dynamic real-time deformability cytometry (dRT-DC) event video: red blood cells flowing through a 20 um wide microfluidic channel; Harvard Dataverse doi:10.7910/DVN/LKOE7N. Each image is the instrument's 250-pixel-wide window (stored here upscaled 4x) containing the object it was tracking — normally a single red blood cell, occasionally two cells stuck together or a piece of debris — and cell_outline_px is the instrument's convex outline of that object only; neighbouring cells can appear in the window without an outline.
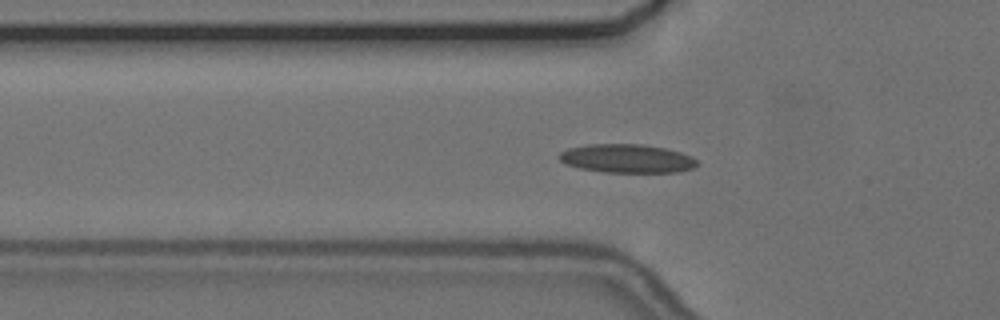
{"species": "common noctule bat (a hibernating species)", "species_latin": "Nyctalus noctula", "temperature_condition": "cold", "stored_images_in_passage": 56, "camera_frame_rate_fps": 3000, "um_per_image_px": 0.085, "animal": {"sex": "female", "body_mass_g": 24.6, "forearm_length_mm": 56.2}, "frame": {"image": 1, "passage_image": 18, "time_ms": 5.667, "image_size_px": [1000, 320], "cell_outline_px": [[700, 164], [692, 168], [680, 172], [604, 172], [580, 168], [564, 164], [560, 160], [560, 152], [568, 148], [588, 144], [640, 144], [664, 148], [680, 152], [692, 156]], "centroid_in_image_um": [53.3, 13.47], "position_along_channel_um": 72.5, "area_um2": 23.0}}
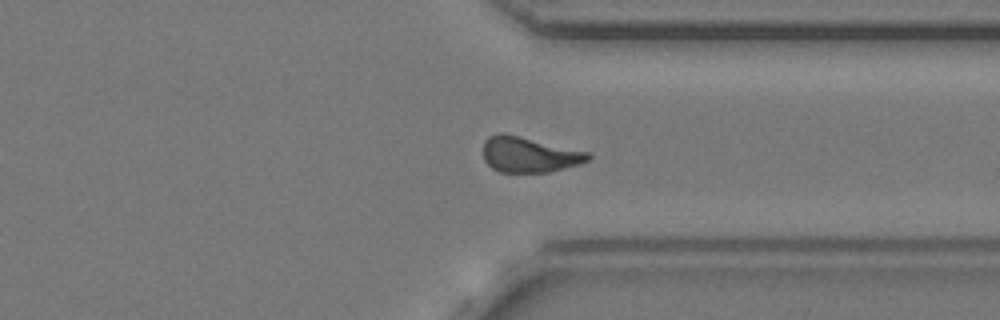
{"frame": {"image": 2, "passage_image": 42, "time_ms": 13.667, "image_size_px": [1000, 320], "cell_outline_px": [[592, 156], [588, 160], [580, 164], [548, 172], [500, 172], [492, 168], [484, 160], [484, 140], [488, 136], [500, 132], [504, 132], [588, 152]], "centroid_in_image_um": [44.95, 13.13], "position_along_channel_um": 366.4, "area_um2": 21.68}}
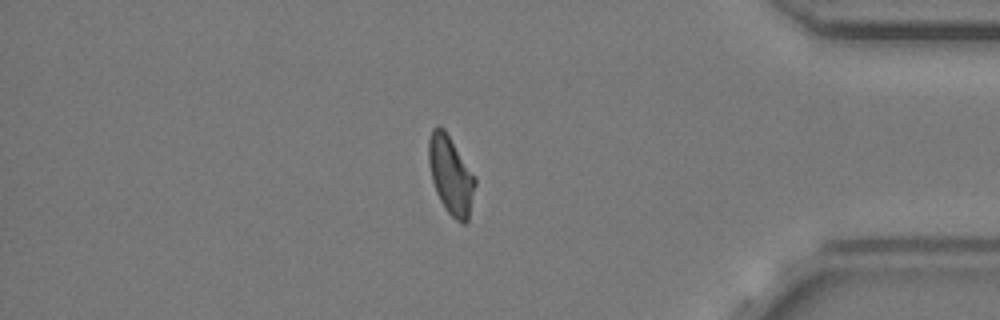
{"frame": {"image": 3, "passage_image": 47, "time_ms": 15.333, "image_size_px": [1000, 320], "cell_outline_px": [[476, 184], [468, 220], [464, 224], [456, 220], [444, 208], [436, 192], [432, 180], [428, 164], [428, 140], [432, 128], [436, 124], [444, 128], [476, 176]], "centroid_in_image_um": [38.31, 14.86], "position_along_channel_um": 396.9, "area_um2": 21.44}, "authors_computed_cell_mechanics": {"area_um2": 21.3571, "velocity_mm_per_s": 3.6632, "shape_relaxation_time_tau1_ms": null, "shape_relaxation_time_tau2_ms": 2.178, "deformation_change_tau1": null, "deformation_change_tau2": 0.081}}